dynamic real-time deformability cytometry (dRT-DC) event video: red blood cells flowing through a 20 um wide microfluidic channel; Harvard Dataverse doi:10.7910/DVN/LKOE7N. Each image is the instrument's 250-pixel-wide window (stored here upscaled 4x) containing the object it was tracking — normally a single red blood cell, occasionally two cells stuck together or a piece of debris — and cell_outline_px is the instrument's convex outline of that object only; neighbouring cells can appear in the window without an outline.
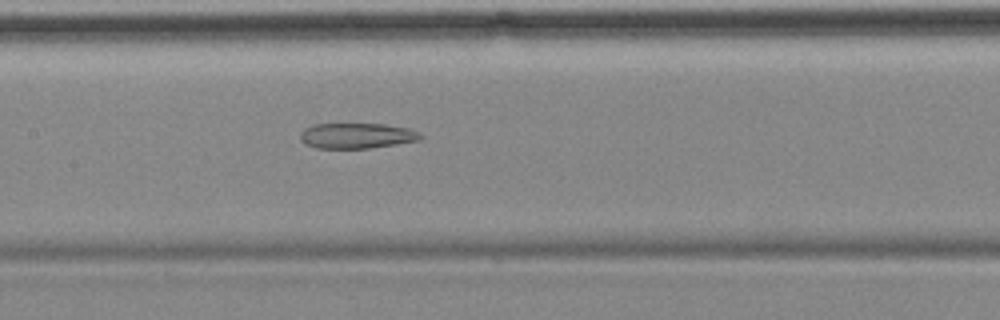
{"species": "common noctule bat (a hibernating species)", "species_latin": "Nyctalus noctula", "temperature_condition": "cold", "stored_images_in_passage": 6, "segment_of_instrument_passage": [1, 2], "camera_frame_rate_fps": 3000, "um_per_image_px": 0.085, "animal": {"sex": "female", "body_mass_g": 18.4}, "frame": {"image": 1, "passage_image": 5, "time_ms": 5.333, "image_size_px": [1000, 320], "cell_outline_px": [[424, 136], [420, 140], [396, 144], [368, 148], [316, 148], [300, 140], [300, 132], [304, 128], [316, 124], [384, 124], [408, 128], [420, 132]], "centroid_in_image_um": [30.35, 11.53], "position_along_channel_um": 177.1, "area_um2": 17.8}}